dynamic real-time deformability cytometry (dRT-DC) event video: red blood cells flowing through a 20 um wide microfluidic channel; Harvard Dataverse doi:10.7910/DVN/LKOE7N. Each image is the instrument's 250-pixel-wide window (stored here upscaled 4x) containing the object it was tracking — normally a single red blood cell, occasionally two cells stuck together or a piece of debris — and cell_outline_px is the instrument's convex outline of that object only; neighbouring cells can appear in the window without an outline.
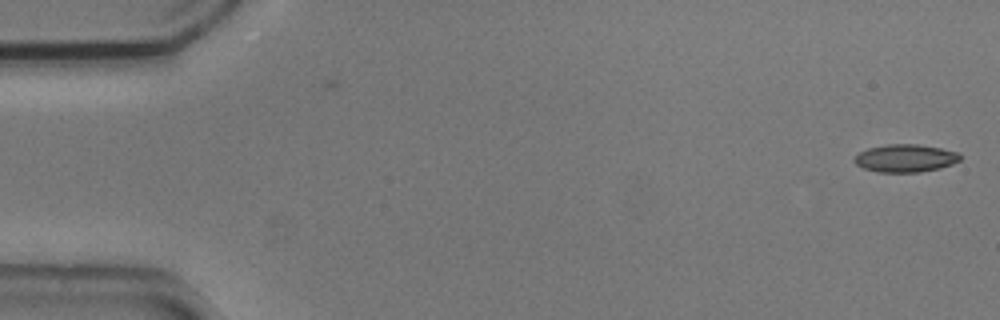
{"species": "common noctule bat (a hibernating species)", "species_latin": "Nyctalus noctula", "temperature_condition": "cold", "stored_images_in_passage": 4, "camera_frame_rate_fps": 3000, "um_per_image_px": 0.085, "animal": {"sex": "male", "body_mass_g": 20.5, "forearm_length_mm": 52.5}, "frame": {"image": 1, "passage_image": 1, "time_ms": 0.0, "image_size_px": [1000, 320], "cell_outline_px": [[960, 160], [952, 164], [940, 168], [920, 172], [876, 172], [864, 168], [856, 164], [852, 160], [860, 152], [868, 148], [888, 144], [916, 144], [940, 148], [960, 152]], "centroid_in_image_um": [76.96, 13.45], "position_along_channel_um": 8.0, "area_um2": 17.11}}
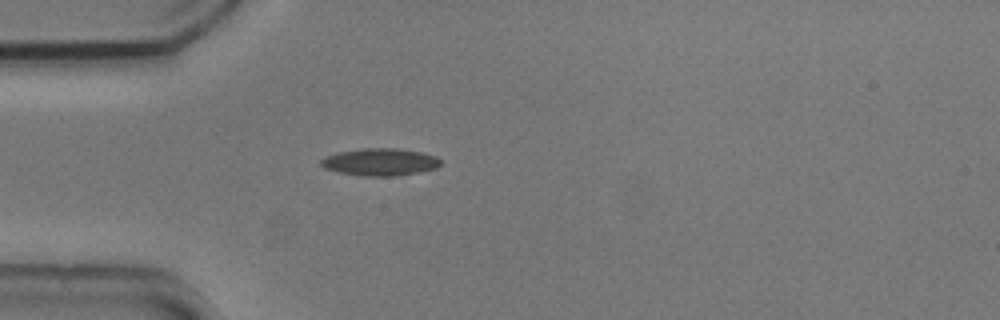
{"frame": {"image": 2, "passage_image": 4, "time_ms": 1.0, "image_size_px": [1000, 320], "cell_outline_px": [[440, 164], [436, 168], [416, 172], [392, 176], [360, 176], [336, 172], [324, 168], [320, 164], [320, 160], [324, 156], [340, 152], [364, 148], [396, 148], [420, 152], [436, 156], [440, 160]], "centroid_in_image_um": [32.25, 13.77], "position_along_channel_um": 52.8, "area_um2": 18.96}}